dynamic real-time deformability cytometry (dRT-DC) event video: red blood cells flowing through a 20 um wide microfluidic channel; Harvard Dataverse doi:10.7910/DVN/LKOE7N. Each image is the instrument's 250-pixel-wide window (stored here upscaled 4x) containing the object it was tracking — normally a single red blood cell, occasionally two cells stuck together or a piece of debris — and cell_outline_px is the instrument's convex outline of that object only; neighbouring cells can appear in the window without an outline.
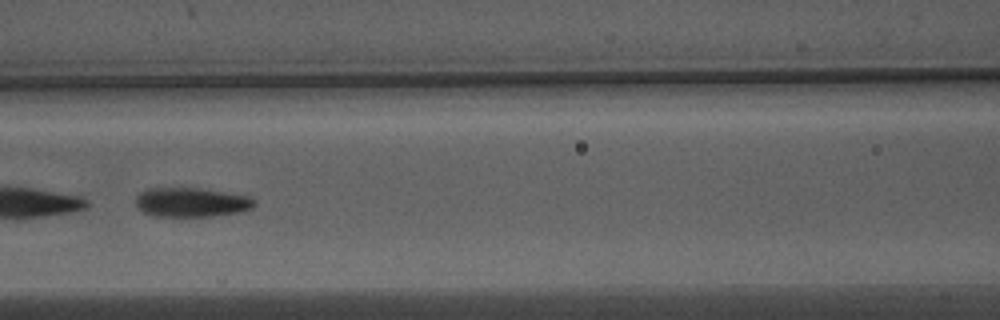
{"species": "Egyptian fruit bat (a non-hibernating species)", "species_latin": "Rousettus aegyptiacus", "temperature_condition": "warm", "stored_images_in_passage": 31, "camera_frame_rate_fps": 3000, "um_per_image_px": 0.085, "animal": {"sex": "male"}, "frame": {"image": 1, "passage_image": 18, "time_ms": 5.667, "image_size_px": [1000, 320], "cell_outline_px": [[256, 204], [252, 208], [240, 212], [212, 216], [152, 216], [136, 208], [136, 196], [140, 192], [148, 188], [200, 188], [248, 196], [256, 200]], "centroid_in_image_um": [16.25, 17.19], "position_along_channel_um": 150.3, "area_um2": 20.35}}